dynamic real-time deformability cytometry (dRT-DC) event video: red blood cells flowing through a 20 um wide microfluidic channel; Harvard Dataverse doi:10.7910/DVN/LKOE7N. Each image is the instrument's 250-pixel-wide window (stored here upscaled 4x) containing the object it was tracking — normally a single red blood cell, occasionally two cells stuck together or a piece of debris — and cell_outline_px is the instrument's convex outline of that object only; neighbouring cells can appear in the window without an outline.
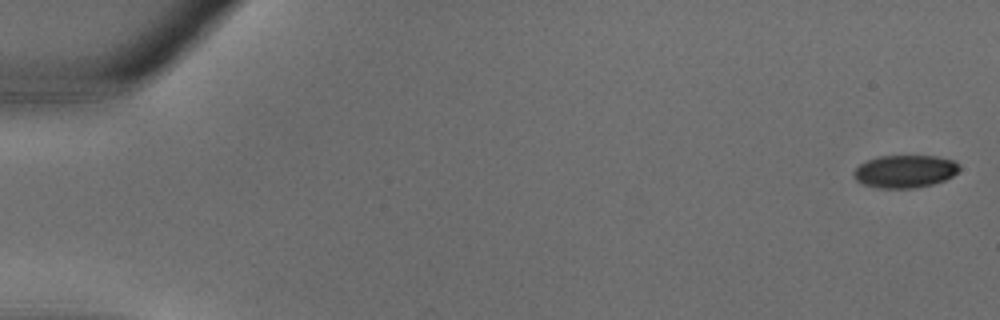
{"species": "common noctule bat (a hibernating species)", "species_latin": "Nyctalus noctula", "temperature_condition": "warm", "stored_images_in_passage": 6, "camera_frame_rate_fps": 3000, "um_per_image_px": 0.085, "animal": {"sex": "male", "body_mass_g": 18.8}, "frame": {"image": 1, "passage_image": 1, "time_ms": 0.0, "image_size_px": [1000, 320], "cell_outline_px": [[960, 168], [952, 176], [944, 180], [932, 184], [916, 188], [876, 188], [864, 184], [856, 180], [852, 176], [852, 172], [860, 164], [868, 160], [880, 156], [936, 156], [956, 160], [960, 164]], "centroid_in_image_um": [76.92, 14.56], "position_along_channel_um": 8.1, "area_um2": 20.23}}